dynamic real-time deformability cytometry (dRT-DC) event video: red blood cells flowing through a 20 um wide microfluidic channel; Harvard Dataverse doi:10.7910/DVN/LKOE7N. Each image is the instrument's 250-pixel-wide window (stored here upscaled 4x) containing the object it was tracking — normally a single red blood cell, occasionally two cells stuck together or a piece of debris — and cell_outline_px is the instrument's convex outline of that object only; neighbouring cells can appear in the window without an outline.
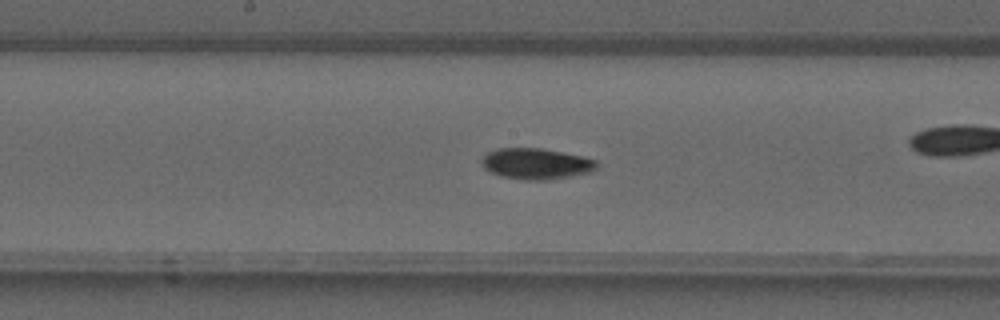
{"species": "common noctule bat (a hibernating species)", "species_latin": "Nyctalus noctula", "temperature_condition": "warm", "stored_images_in_passage": 29, "camera_frame_rate_fps": 3000, "um_per_image_px": 0.085, "animal": {"sex": "male", "forearm_length_mm": 52.5}, "frame": {"image": 1, "passage_image": 9, "time_ms": 2.667, "image_size_px": [1000, 320], "cell_outline_px": [[596, 168], [592, 172], [544, 180], [524, 180], [500, 176], [484, 168], [480, 160], [488, 152], [496, 148], [540, 148], [580, 156], [596, 160]], "centroid_in_image_um": [45.52, 13.92], "position_along_channel_um": 202.7, "area_um2": 20.52}}
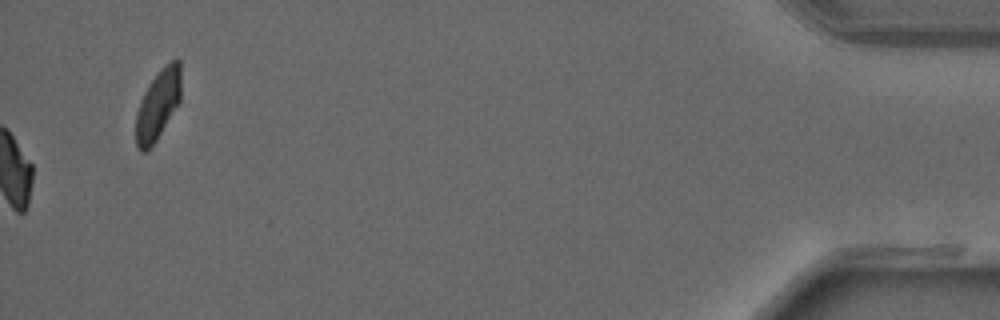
{"frame": {"image": 2, "passage_image": 29, "time_ms": 9.333, "image_size_px": [1000, 320], "cell_outline_px": [[180, 100], [156, 140], [144, 152], [140, 152], [136, 148], [136, 112], [140, 100], [148, 84], [160, 68], [176, 56], [180, 60]], "centroid_in_image_um": [13.41, 8.85], "position_along_channel_um": 421.8, "area_um2": 18.38}}